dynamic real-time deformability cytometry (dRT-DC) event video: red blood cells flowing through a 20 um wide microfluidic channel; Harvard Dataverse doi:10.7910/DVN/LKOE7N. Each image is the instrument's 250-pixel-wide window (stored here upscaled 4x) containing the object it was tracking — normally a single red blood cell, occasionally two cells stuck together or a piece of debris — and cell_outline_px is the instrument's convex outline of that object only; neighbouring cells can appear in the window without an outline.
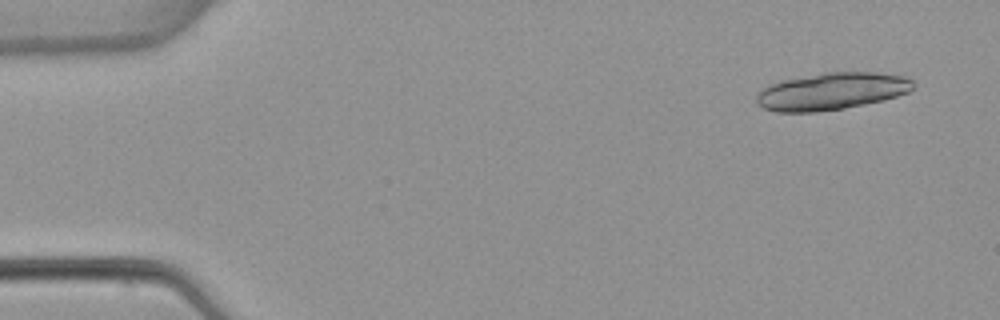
{"species": "common noctule bat (a hibernating species)", "species_latin": "Nyctalus noctula", "temperature_condition": "warm", "stored_images_in_passage": 5, "camera_frame_rate_fps": 3000, "um_per_image_px": 0.085, "animal": {"sex": "female", "body_mass_g": 22.7, "forearm_length_mm": 54.2}, "frame": {"image": 1, "passage_image": 1, "time_ms": 0.0, "image_size_px": [1000, 320], "cell_outline_px": [[916, 88], [908, 92], [884, 100], [844, 108], [816, 112], [776, 112], [764, 108], [756, 104], [756, 92], [768, 84], [784, 80], [824, 72], [876, 72], [908, 76], [916, 80]], "centroid_in_image_um": [70.72, 7.75], "position_along_channel_um": 14.3, "area_um2": 34.45}}
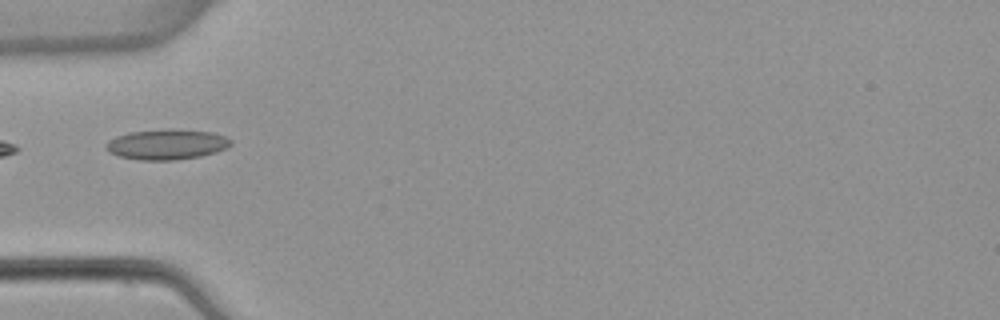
{"frame": {"image": 2, "passage_image": 4, "time_ms": 4.667, "image_size_px": [1000, 320], "cell_outline_px": [[232, 144], [228, 148], [216, 152], [200, 156], [176, 160], [140, 160], [120, 156], [108, 152], [104, 148], [104, 144], [108, 140], [116, 136], [128, 132], [168, 128], [212, 132], [224, 136], [232, 140]], "centroid_in_image_um": [14.15, 12.26], "position_along_channel_um": 70.8, "area_um2": 22.37}}
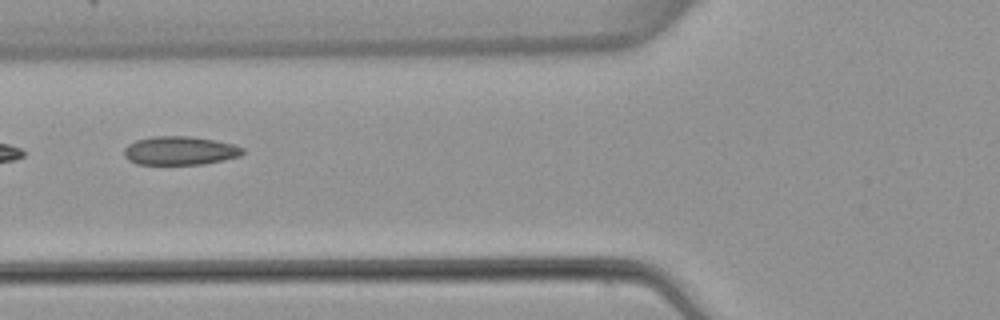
{"frame": {"image": 3, "passage_image": 5, "time_ms": 5.667, "image_size_px": [1000, 320], "cell_outline_px": [[244, 152], [240, 156], [224, 160], [204, 164], [136, 164], [128, 160], [124, 156], [124, 148], [128, 144], [136, 140], [152, 136], [188, 136], [216, 140], [232, 144], [244, 148]], "centroid_in_image_um": [15.28, 12.8], "position_along_channel_um": 110.5, "area_um2": 19.88}}